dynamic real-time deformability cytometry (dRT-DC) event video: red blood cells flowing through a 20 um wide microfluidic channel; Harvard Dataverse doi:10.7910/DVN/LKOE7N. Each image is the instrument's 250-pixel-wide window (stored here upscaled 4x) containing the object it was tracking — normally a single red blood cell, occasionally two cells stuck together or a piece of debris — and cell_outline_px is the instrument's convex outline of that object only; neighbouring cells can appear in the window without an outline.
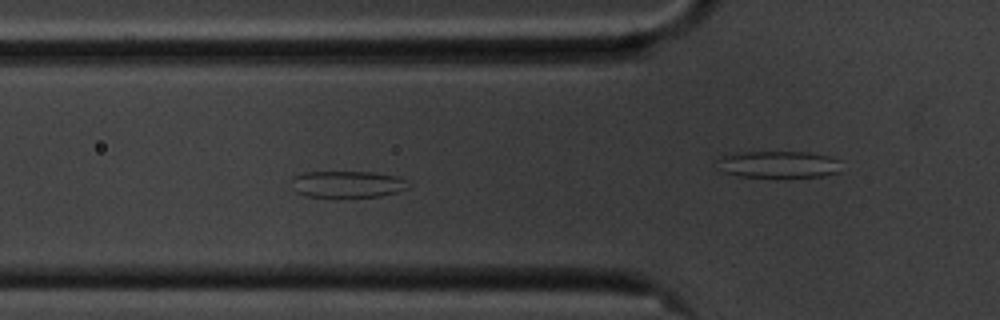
{"species": "common noctule bat (a hibernating species)", "species_latin": "Nyctalus noctula", "temperature_condition": "cold", "stored_images_in_passage": 56, "camera_frame_rate_fps": 3000, "um_per_image_px": 0.085, "animal": {"sex": "male", "body_mass_g": 20.1, "forearm_length_mm": 53.5}, "frame": {"image": 1, "passage_image": 18, "time_ms": 5.667, "image_size_px": [1000, 320], "cell_outline_px": [[408, 188], [396, 192], [380, 196], [336, 200], [304, 196], [296, 192], [292, 180], [296, 176], [304, 172], [372, 172], [396, 176], [404, 180]], "centroid_in_image_um": [29.48, 15.71], "position_along_channel_um": 96.3, "area_um2": 18.73}}
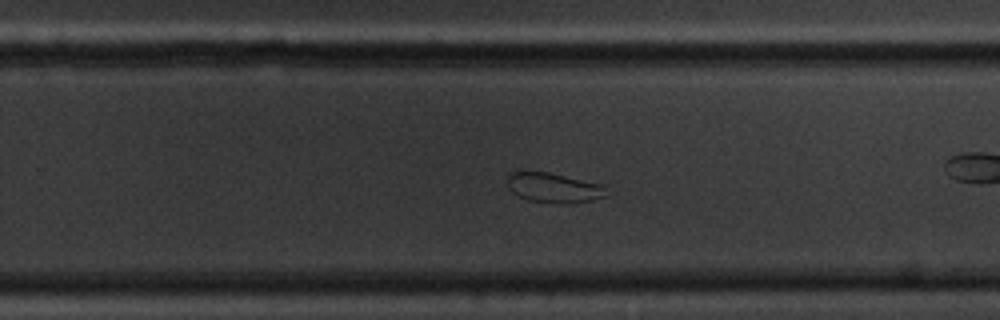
{"frame": {"image": 2, "passage_image": 34, "time_ms": 11.0, "image_size_px": [1000, 320], "cell_outline_px": [[616, 192], [608, 196], [592, 200], [568, 204], [552, 204], [528, 200], [516, 196], [508, 188], [508, 172], [516, 168], [548, 172], [604, 184]], "centroid_in_image_um": [47.11, 15.94], "position_along_channel_um": 282.7, "area_um2": 18.55}}
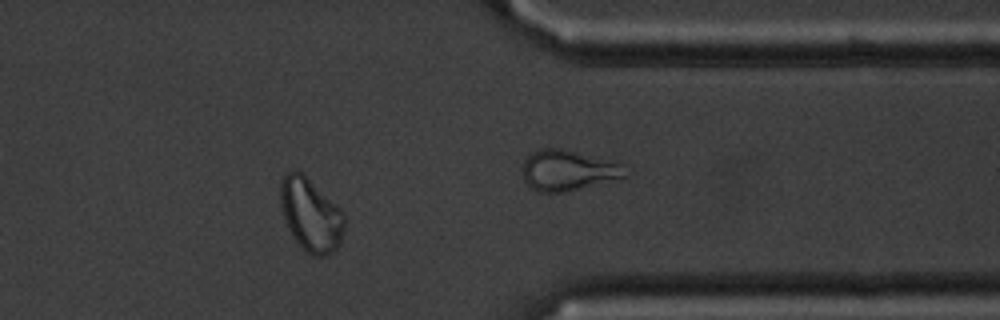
{"frame": {"image": 3, "passage_image": 44, "time_ms": 14.333, "image_size_px": [1000, 320], "cell_outline_px": [[344, 228], [340, 244], [332, 252], [324, 256], [312, 256], [304, 252], [296, 240], [284, 216], [280, 204], [280, 184], [284, 176], [292, 168], [300, 172], [340, 208], [344, 212]], "centroid_in_image_um": [26.42, 18.28], "position_along_channel_um": 385.0, "area_um2": 26.82}, "authors_computed_cell_mechanics": {"area_um2": 25.5476, "velocity_mm_per_s": 3.4898, "shape_relaxation_time_tau1_ms": null, "shape_relaxation_time_tau2_ms": 1.5251, "deformation_change_tau1": null, "deformation_change_tau2": 0.0636}}